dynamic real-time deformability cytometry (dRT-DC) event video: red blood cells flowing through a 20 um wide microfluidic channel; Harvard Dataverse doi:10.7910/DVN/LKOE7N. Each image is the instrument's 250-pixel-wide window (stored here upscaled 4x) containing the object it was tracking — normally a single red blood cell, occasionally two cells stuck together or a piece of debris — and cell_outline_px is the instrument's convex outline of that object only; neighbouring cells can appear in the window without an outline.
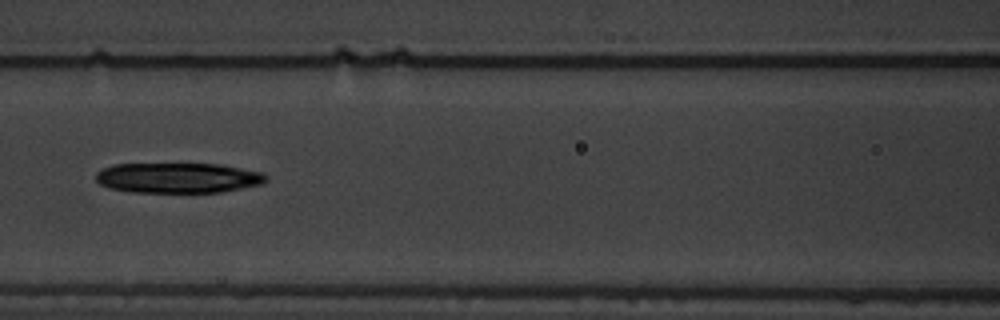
{"species": "common noctule bat (a hibernating species)", "species_latin": "Nyctalus noctula", "temperature_condition": "warm", "stored_images_in_passage": 15, "camera_frame_rate_fps": 3000, "um_per_image_px": 0.085, "animal": {"sex": "male", "body_mass_g": 19.5, "forearm_length_mm": 54.6}, "frame": {"image": 1, "passage_image": 7, "time_ms": 7.667, "image_size_px": [1000, 320], "cell_outline_px": [[268, 180], [260, 184], [220, 192], [132, 192], [108, 188], [100, 184], [96, 180], [96, 172], [112, 164], [220, 164], [264, 172], [268, 176]], "centroid_in_image_um": [15.13, 15.11], "position_along_channel_um": 151.5, "area_um2": 30.06}}
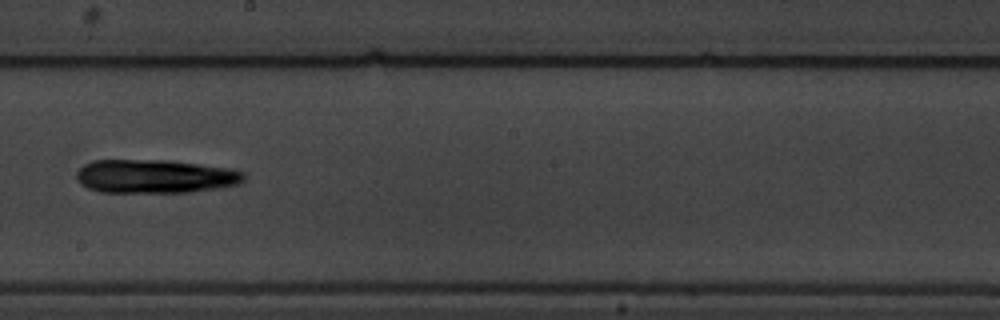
{"frame": {"image": 2, "passage_image": 9, "time_ms": 10.0, "image_size_px": [1000, 320], "cell_outline_px": [[244, 180], [240, 184], [216, 188], [188, 192], [100, 192], [88, 188], [80, 184], [76, 180], [76, 172], [84, 164], [92, 160], [168, 160], [200, 164], [228, 168], [244, 172]], "centroid_in_image_um": [13.14, 14.98], "position_along_channel_um": 235.1, "area_um2": 32.89}}